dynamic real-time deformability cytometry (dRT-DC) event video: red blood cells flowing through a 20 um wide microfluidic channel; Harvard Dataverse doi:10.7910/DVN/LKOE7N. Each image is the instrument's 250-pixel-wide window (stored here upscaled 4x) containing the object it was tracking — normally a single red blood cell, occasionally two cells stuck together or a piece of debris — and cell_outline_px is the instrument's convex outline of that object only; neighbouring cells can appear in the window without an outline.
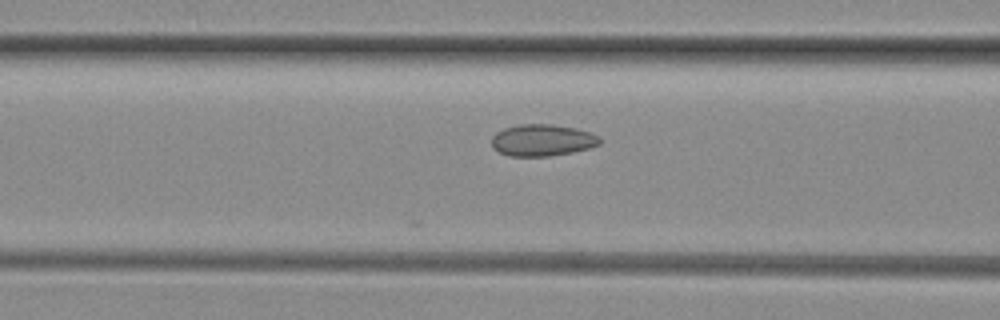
{"species": "common noctule bat (a hibernating species)", "species_latin": "Nyctalus noctula", "temperature_condition": "room temperature", "stored_images_in_passage": 7, "camera_frame_rate_fps": 3000, "um_per_image_px": 0.085, "animal": {"sex": "female", "body_mass_g": 29.2, "forearm_length_mm": 56.3}, "frame": {"image": 1, "passage_image": 7, "time_ms": 2.0, "image_size_px": [1000, 320], "cell_outline_px": [[600, 144], [592, 148], [572, 152], [548, 156], [508, 156], [492, 148], [492, 136], [496, 132], [504, 128], [520, 124], [552, 124], [576, 128], [588, 132], [596, 136], [600, 140]], "centroid_in_image_um": [46.07, 11.92], "position_along_channel_um": 120.5, "area_um2": 20.0}}